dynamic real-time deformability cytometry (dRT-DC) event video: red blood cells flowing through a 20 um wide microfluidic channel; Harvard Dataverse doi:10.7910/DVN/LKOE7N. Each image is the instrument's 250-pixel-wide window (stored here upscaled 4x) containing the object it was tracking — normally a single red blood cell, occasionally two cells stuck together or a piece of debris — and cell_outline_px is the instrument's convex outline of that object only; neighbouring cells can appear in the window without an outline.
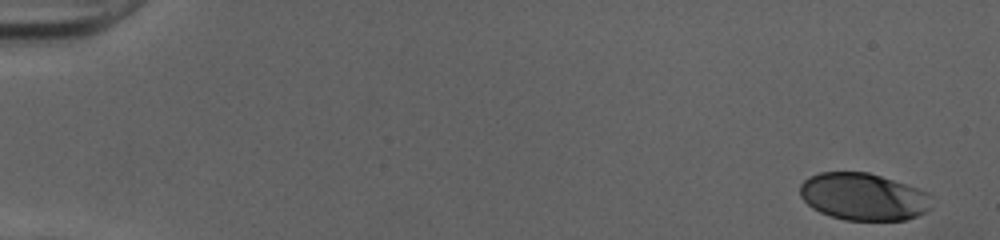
{"species": "human", "species_latin": "Homo sapiens", "temperature_condition": "cold", "stored_images_in_passage": 43, "camera_frame_rate_fps": 3000, "um_per_image_px": 0.085, "donor": {"sex": "female"}, "frame": {"image": 1, "passage_image": 1, "time_ms": 0.0, "image_size_px": [1000, 240], "cell_outline_px": [[932, 208], [916, 216], [904, 220], [844, 220], [820, 212], [812, 208], [800, 196], [800, 184], [808, 176], [820, 172], [868, 172], [928, 192]], "centroid_in_image_um": [73.35, 16.72], "position_along_channel_um": 11.6, "area_um2": 36.07}}
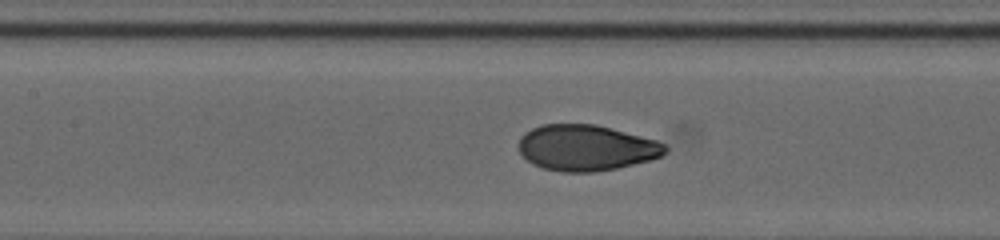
{"frame": {"image": 2, "passage_image": 24, "time_ms": 7.667, "image_size_px": [1000, 240], "cell_outline_px": [[668, 148], [660, 156], [648, 160], [616, 168], [596, 172], [560, 172], [544, 168], [532, 164], [520, 152], [516, 144], [520, 136], [524, 132], [540, 124], [596, 124], [656, 140], [664, 144]], "centroid_in_image_um": [49.76, 12.55], "position_along_channel_um": 157.6, "area_um2": 39.19}}
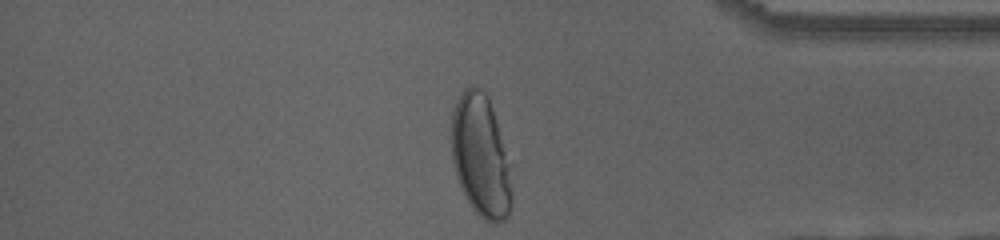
{"frame": {"image": 3, "passage_image": 43, "time_ms": 14.0, "image_size_px": [1000, 240], "cell_outline_px": [[512, 204], [504, 220], [496, 224], [492, 224], [484, 220], [472, 208], [456, 176], [452, 160], [452, 112], [456, 100], [460, 92], [464, 88], [472, 84], [480, 88], [488, 96], [492, 108], [508, 164], [512, 196]], "centroid_in_image_um": [40.83, 13.25], "position_along_channel_um": 394.4, "area_um2": 42.43}, "authors_computed_cell_mechanics": {"area_um2": 38.8994, "velocity_mm_per_s": 4.0257, "shape_relaxation_time_tau1_ms": 4.048, "shape_relaxation_time_tau2_ms": null, "deformation_change_tau1": 0.189, "deformation_change_tau2": null}}